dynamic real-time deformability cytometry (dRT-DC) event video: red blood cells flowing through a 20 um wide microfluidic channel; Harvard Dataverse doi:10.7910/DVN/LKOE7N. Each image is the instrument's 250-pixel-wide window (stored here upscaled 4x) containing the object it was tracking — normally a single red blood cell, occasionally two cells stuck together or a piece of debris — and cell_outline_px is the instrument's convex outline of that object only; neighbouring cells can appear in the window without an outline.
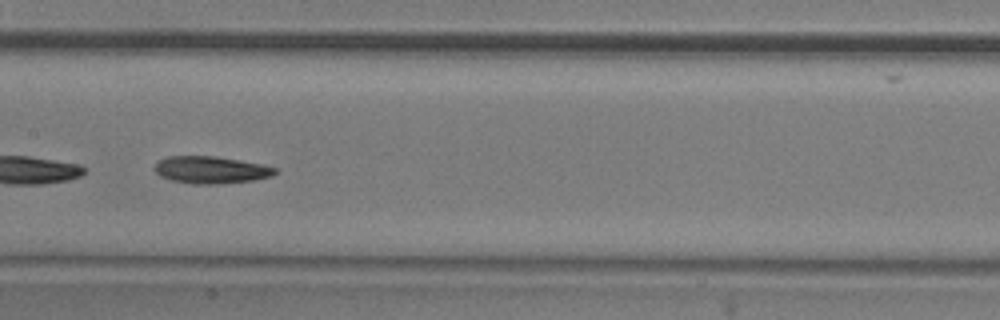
{"species": "common noctule bat (a hibernating species)", "species_latin": "Nyctalus noctula", "temperature_condition": "room temperature", "stored_images_in_passage": 27, "camera_frame_rate_fps": 3000, "um_per_image_px": 0.085, "animal": {"sex": "male", "body_mass_g": 20.5, "forearm_length_mm": 52.5}, "frame": {"image": 1, "passage_image": 20, "time_ms": 6.333, "image_size_px": [1000, 320], "cell_outline_px": [[276, 172], [272, 176], [252, 180], [220, 184], [192, 184], [172, 180], [160, 176], [156, 172], [156, 164], [160, 160], [168, 156], [216, 156], [264, 164], [276, 168]], "centroid_in_image_um": [17.95, 14.44], "position_along_channel_um": 189.4, "area_um2": 19.02}}